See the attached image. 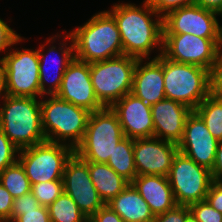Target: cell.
Listing matches in <instances>:
<instances>
[{
  "instance_id": "ee69618b",
  "label": "cell",
  "mask_w": 222,
  "mask_h": 222,
  "mask_svg": "<svg viewBox=\"0 0 222 222\" xmlns=\"http://www.w3.org/2000/svg\"><path fill=\"white\" fill-rule=\"evenodd\" d=\"M220 64L222 65V45L220 47Z\"/></svg>"
},
{
  "instance_id": "e575fe53",
  "label": "cell",
  "mask_w": 222,
  "mask_h": 222,
  "mask_svg": "<svg viewBox=\"0 0 222 222\" xmlns=\"http://www.w3.org/2000/svg\"><path fill=\"white\" fill-rule=\"evenodd\" d=\"M189 212V206L176 205L173 209L155 216L153 222H185Z\"/></svg>"
},
{
  "instance_id": "f35d334b",
  "label": "cell",
  "mask_w": 222,
  "mask_h": 222,
  "mask_svg": "<svg viewBox=\"0 0 222 222\" xmlns=\"http://www.w3.org/2000/svg\"><path fill=\"white\" fill-rule=\"evenodd\" d=\"M210 94L222 101V65L220 63L211 71Z\"/></svg>"
},
{
  "instance_id": "6da1fadb",
  "label": "cell",
  "mask_w": 222,
  "mask_h": 222,
  "mask_svg": "<svg viewBox=\"0 0 222 222\" xmlns=\"http://www.w3.org/2000/svg\"><path fill=\"white\" fill-rule=\"evenodd\" d=\"M108 12L116 20L124 55L150 59L154 48L162 54L163 17L146 0L141 7L132 3H115ZM154 16L156 19H152Z\"/></svg>"
},
{
  "instance_id": "8d00e7d4",
  "label": "cell",
  "mask_w": 222,
  "mask_h": 222,
  "mask_svg": "<svg viewBox=\"0 0 222 222\" xmlns=\"http://www.w3.org/2000/svg\"><path fill=\"white\" fill-rule=\"evenodd\" d=\"M214 209L222 213V182L213 181L205 199Z\"/></svg>"
},
{
  "instance_id": "60d3db41",
  "label": "cell",
  "mask_w": 222,
  "mask_h": 222,
  "mask_svg": "<svg viewBox=\"0 0 222 222\" xmlns=\"http://www.w3.org/2000/svg\"><path fill=\"white\" fill-rule=\"evenodd\" d=\"M194 4L214 11L222 16V0H194Z\"/></svg>"
},
{
  "instance_id": "f1b7e54d",
  "label": "cell",
  "mask_w": 222,
  "mask_h": 222,
  "mask_svg": "<svg viewBox=\"0 0 222 222\" xmlns=\"http://www.w3.org/2000/svg\"><path fill=\"white\" fill-rule=\"evenodd\" d=\"M19 149L0 129V173L18 161Z\"/></svg>"
},
{
  "instance_id": "ab89813d",
  "label": "cell",
  "mask_w": 222,
  "mask_h": 222,
  "mask_svg": "<svg viewBox=\"0 0 222 222\" xmlns=\"http://www.w3.org/2000/svg\"><path fill=\"white\" fill-rule=\"evenodd\" d=\"M212 178L214 181L222 182V140L219 141L215 161L211 170Z\"/></svg>"
},
{
  "instance_id": "ac0fdd59",
  "label": "cell",
  "mask_w": 222,
  "mask_h": 222,
  "mask_svg": "<svg viewBox=\"0 0 222 222\" xmlns=\"http://www.w3.org/2000/svg\"><path fill=\"white\" fill-rule=\"evenodd\" d=\"M192 112L188 106L171 99H163L151 106L154 137L178 145L181 141L185 121Z\"/></svg>"
},
{
  "instance_id": "52a82bcc",
  "label": "cell",
  "mask_w": 222,
  "mask_h": 222,
  "mask_svg": "<svg viewBox=\"0 0 222 222\" xmlns=\"http://www.w3.org/2000/svg\"><path fill=\"white\" fill-rule=\"evenodd\" d=\"M137 61L135 57L122 55L90 63L94 92L104 107H111L126 94L131 93Z\"/></svg>"
},
{
  "instance_id": "f546056e",
  "label": "cell",
  "mask_w": 222,
  "mask_h": 222,
  "mask_svg": "<svg viewBox=\"0 0 222 222\" xmlns=\"http://www.w3.org/2000/svg\"><path fill=\"white\" fill-rule=\"evenodd\" d=\"M189 208L199 222H222V213L214 209L206 200L193 203Z\"/></svg>"
},
{
  "instance_id": "8fae6325",
  "label": "cell",
  "mask_w": 222,
  "mask_h": 222,
  "mask_svg": "<svg viewBox=\"0 0 222 222\" xmlns=\"http://www.w3.org/2000/svg\"><path fill=\"white\" fill-rule=\"evenodd\" d=\"M222 38L193 34H163L162 54L178 63L197 65L212 71L220 63Z\"/></svg>"
},
{
  "instance_id": "5b68a950",
  "label": "cell",
  "mask_w": 222,
  "mask_h": 222,
  "mask_svg": "<svg viewBox=\"0 0 222 222\" xmlns=\"http://www.w3.org/2000/svg\"><path fill=\"white\" fill-rule=\"evenodd\" d=\"M165 98L195 110L210 95L211 71L197 65L178 63L162 54Z\"/></svg>"
},
{
  "instance_id": "3957f363",
  "label": "cell",
  "mask_w": 222,
  "mask_h": 222,
  "mask_svg": "<svg viewBox=\"0 0 222 222\" xmlns=\"http://www.w3.org/2000/svg\"><path fill=\"white\" fill-rule=\"evenodd\" d=\"M1 99L0 129L19 150L46 141L38 98L4 94Z\"/></svg>"
},
{
  "instance_id": "d6986e66",
  "label": "cell",
  "mask_w": 222,
  "mask_h": 222,
  "mask_svg": "<svg viewBox=\"0 0 222 222\" xmlns=\"http://www.w3.org/2000/svg\"><path fill=\"white\" fill-rule=\"evenodd\" d=\"M143 62L137 61L131 93L152 106L165 99L162 54Z\"/></svg>"
},
{
  "instance_id": "603a6c76",
  "label": "cell",
  "mask_w": 222,
  "mask_h": 222,
  "mask_svg": "<svg viewBox=\"0 0 222 222\" xmlns=\"http://www.w3.org/2000/svg\"><path fill=\"white\" fill-rule=\"evenodd\" d=\"M88 167L92 183L104 204L115 198L130 183L107 163L88 162Z\"/></svg>"
},
{
  "instance_id": "2e32d148",
  "label": "cell",
  "mask_w": 222,
  "mask_h": 222,
  "mask_svg": "<svg viewBox=\"0 0 222 222\" xmlns=\"http://www.w3.org/2000/svg\"><path fill=\"white\" fill-rule=\"evenodd\" d=\"M219 141L212 136L202 118L194 111L185 121L178 151L198 165L212 170Z\"/></svg>"
},
{
  "instance_id": "9c48e42d",
  "label": "cell",
  "mask_w": 222,
  "mask_h": 222,
  "mask_svg": "<svg viewBox=\"0 0 222 222\" xmlns=\"http://www.w3.org/2000/svg\"><path fill=\"white\" fill-rule=\"evenodd\" d=\"M0 58L3 69L4 94L14 97L41 98L38 51L22 49Z\"/></svg>"
},
{
  "instance_id": "1f68e13d",
  "label": "cell",
  "mask_w": 222,
  "mask_h": 222,
  "mask_svg": "<svg viewBox=\"0 0 222 222\" xmlns=\"http://www.w3.org/2000/svg\"><path fill=\"white\" fill-rule=\"evenodd\" d=\"M41 205L31 192L13 199L10 222H13L19 216V210H29L39 208Z\"/></svg>"
},
{
  "instance_id": "74e56055",
  "label": "cell",
  "mask_w": 222,
  "mask_h": 222,
  "mask_svg": "<svg viewBox=\"0 0 222 222\" xmlns=\"http://www.w3.org/2000/svg\"><path fill=\"white\" fill-rule=\"evenodd\" d=\"M88 222H125L118 213L114 212L107 204L92 215Z\"/></svg>"
},
{
  "instance_id": "44dd1931",
  "label": "cell",
  "mask_w": 222,
  "mask_h": 222,
  "mask_svg": "<svg viewBox=\"0 0 222 222\" xmlns=\"http://www.w3.org/2000/svg\"><path fill=\"white\" fill-rule=\"evenodd\" d=\"M148 203L154 216L173 209L174 199L168 177L161 175H140L131 182Z\"/></svg>"
},
{
  "instance_id": "d6a6232c",
  "label": "cell",
  "mask_w": 222,
  "mask_h": 222,
  "mask_svg": "<svg viewBox=\"0 0 222 222\" xmlns=\"http://www.w3.org/2000/svg\"><path fill=\"white\" fill-rule=\"evenodd\" d=\"M13 222H51L48 207L19 210V216Z\"/></svg>"
},
{
  "instance_id": "5bb4252c",
  "label": "cell",
  "mask_w": 222,
  "mask_h": 222,
  "mask_svg": "<svg viewBox=\"0 0 222 222\" xmlns=\"http://www.w3.org/2000/svg\"><path fill=\"white\" fill-rule=\"evenodd\" d=\"M133 153L137 176L168 177L178 145L157 137L133 139Z\"/></svg>"
},
{
  "instance_id": "4fadbf2b",
  "label": "cell",
  "mask_w": 222,
  "mask_h": 222,
  "mask_svg": "<svg viewBox=\"0 0 222 222\" xmlns=\"http://www.w3.org/2000/svg\"><path fill=\"white\" fill-rule=\"evenodd\" d=\"M63 189L88 219L105 205L90 178L88 162L76 153L66 163Z\"/></svg>"
},
{
  "instance_id": "ba28073f",
  "label": "cell",
  "mask_w": 222,
  "mask_h": 222,
  "mask_svg": "<svg viewBox=\"0 0 222 222\" xmlns=\"http://www.w3.org/2000/svg\"><path fill=\"white\" fill-rule=\"evenodd\" d=\"M75 153L68 144L44 141L19 150L18 162L31 185L40 182L63 180L66 163Z\"/></svg>"
},
{
  "instance_id": "277c9868",
  "label": "cell",
  "mask_w": 222,
  "mask_h": 222,
  "mask_svg": "<svg viewBox=\"0 0 222 222\" xmlns=\"http://www.w3.org/2000/svg\"><path fill=\"white\" fill-rule=\"evenodd\" d=\"M44 136L47 141L76 148L83 140L90 111L56 95L40 100ZM70 142V143H69Z\"/></svg>"
},
{
  "instance_id": "836d02e7",
  "label": "cell",
  "mask_w": 222,
  "mask_h": 222,
  "mask_svg": "<svg viewBox=\"0 0 222 222\" xmlns=\"http://www.w3.org/2000/svg\"><path fill=\"white\" fill-rule=\"evenodd\" d=\"M23 40L21 35L17 34L16 31L11 29L5 21L0 18V52L7 50L12 45H16Z\"/></svg>"
},
{
  "instance_id": "9a60e30c",
  "label": "cell",
  "mask_w": 222,
  "mask_h": 222,
  "mask_svg": "<svg viewBox=\"0 0 222 222\" xmlns=\"http://www.w3.org/2000/svg\"><path fill=\"white\" fill-rule=\"evenodd\" d=\"M56 96L90 112L104 108L94 92L90 77V63L76 58L67 66Z\"/></svg>"
},
{
  "instance_id": "4316f807",
  "label": "cell",
  "mask_w": 222,
  "mask_h": 222,
  "mask_svg": "<svg viewBox=\"0 0 222 222\" xmlns=\"http://www.w3.org/2000/svg\"><path fill=\"white\" fill-rule=\"evenodd\" d=\"M0 183L11 193L13 198L31 192L30 180L18 161L0 173Z\"/></svg>"
},
{
  "instance_id": "30bf717a",
  "label": "cell",
  "mask_w": 222,
  "mask_h": 222,
  "mask_svg": "<svg viewBox=\"0 0 222 222\" xmlns=\"http://www.w3.org/2000/svg\"><path fill=\"white\" fill-rule=\"evenodd\" d=\"M168 180L176 204L182 206L204 201L214 181L211 170L179 151L173 158Z\"/></svg>"
},
{
  "instance_id": "ffe728a7",
  "label": "cell",
  "mask_w": 222,
  "mask_h": 222,
  "mask_svg": "<svg viewBox=\"0 0 222 222\" xmlns=\"http://www.w3.org/2000/svg\"><path fill=\"white\" fill-rule=\"evenodd\" d=\"M63 40L67 41H71L70 45L67 47V43L64 44V42L59 45L60 47L58 48L60 52H57L58 50L56 49V46H51L50 48H48V51L46 52L47 55L48 54H52V53H61V57H59L56 64L57 65V68L54 69L55 70V76L52 80H50V78L52 77H49L50 75H48L50 72H51V68L48 67V63L47 61H55V59L53 57H51V60H48L47 59V55L43 53L44 51V46L45 44L43 45H40L39 48L37 49L38 51V56H39V75H40V90H41V98L43 99L44 96H48V95H56L57 92L59 91L60 89V86H61V83H62V78H63V75L66 71V68L67 66L69 65V63L75 58V55H74V44H73V40H72V37L70 34L67 33L66 36L63 37ZM50 59V58H49ZM47 63V64H46ZM51 63V62H50ZM49 63V64H50ZM51 65V64H50ZM47 67L50 69V72H49V69H47ZM49 72V73H48ZM49 82V87L46 88V83ZM46 94V95H44Z\"/></svg>"
},
{
  "instance_id": "4dcf8cb0",
  "label": "cell",
  "mask_w": 222,
  "mask_h": 222,
  "mask_svg": "<svg viewBox=\"0 0 222 222\" xmlns=\"http://www.w3.org/2000/svg\"><path fill=\"white\" fill-rule=\"evenodd\" d=\"M146 1L162 17L172 10L194 4V0H146Z\"/></svg>"
},
{
  "instance_id": "e0dca14e",
  "label": "cell",
  "mask_w": 222,
  "mask_h": 222,
  "mask_svg": "<svg viewBox=\"0 0 222 222\" xmlns=\"http://www.w3.org/2000/svg\"><path fill=\"white\" fill-rule=\"evenodd\" d=\"M111 109L116 113L122 132L131 139L154 137L151 106L132 93L115 102Z\"/></svg>"
},
{
  "instance_id": "d590c367",
  "label": "cell",
  "mask_w": 222,
  "mask_h": 222,
  "mask_svg": "<svg viewBox=\"0 0 222 222\" xmlns=\"http://www.w3.org/2000/svg\"><path fill=\"white\" fill-rule=\"evenodd\" d=\"M13 199L11 193L0 183V222H10Z\"/></svg>"
},
{
  "instance_id": "8992f818",
  "label": "cell",
  "mask_w": 222,
  "mask_h": 222,
  "mask_svg": "<svg viewBox=\"0 0 222 222\" xmlns=\"http://www.w3.org/2000/svg\"><path fill=\"white\" fill-rule=\"evenodd\" d=\"M124 137L116 113L104 107L90 113L84 138L75 153L87 162L107 163Z\"/></svg>"
},
{
  "instance_id": "cb8c5ba5",
  "label": "cell",
  "mask_w": 222,
  "mask_h": 222,
  "mask_svg": "<svg viewBox=\"0 0 222 222\" xmlns=\"http://www.w3.org/2000/svg\"><path fill=\"white\" fill-rule=\"evenodd\" d=\"M107 164L130 183L137 176L134 163L133 139L124 137L115 147Z\"/></svg>"
},
{
  "instance_id": "83f0119b",
  "label": "cell",
  "mask_w": 222,
  "mask_h": 222,
  "mask_svg": "<svg viewBox=\"0 0 222 222\" xmlns=\"http://www.w3.org/2000/svg\"><path fill=\"white\" fill-rule=\"evenodd\" d=\"M64 191L63 180H54L33 184L31 193L38 200L39 204L48 207Z\"/></svg>"
},
{
  "instance_id": "b9f144b4",
  "label": "cell",
  "mask_w": 222,
  "mask_h": 222,
  "mask_svg": "<svg viewBox=\"0 0 222 222\" xmlns=\"http://www.w3.org/2000/svg\"><path fill=\"white\" fill-rule=\"evenodd\" d=\"M3 96H4L3 69H2V62L0 61V98Z\"/></svg>"
},
{
  "instance_id": "7402d4cb",
  "label": "cell",
  "mask_w": 222,
  "mask_h": 222,
  "mask_svg": "<svg viewBox=\"0 0 222 222\" xmlns=\"http://www.w3.org/2000/svg\"><path fill=\"white\" fill-rule=\"evenodd\" d=\"M107 205L125 222H153L155 218L148 203L132 183Z\"/></svg>"
},
{
  "instance_id": "d4e9b609",
  "label": "cell",
  "mask_w": 222,
  "mask_h": 222,
  "mask_svg": "<svg viewBox=\"0 0 222 222\" xmlns=\"http://www.w3.org/2000/svg\"><path fill=\"white\" fill-rule=\"evenodd\" d=\"M51 222H88L86 215L64 191L48 206Z\"/></svg>"
},
{
  "instance_id": "7bdbcfd3",
  "label": "cell",
  "mask_w": 222,
  "mask_h": 222,
  "mask_svg": "<svg viewBox=\"0 0 222 222\" xmlns=\"http://www.w3.org/2000/svg\"><path fill=\"white\" fill-rule=\"evenodd\" d=\"M185 222H199V221L196 219V217L190 211L185 217Z\"/></svg>"
},
{
  "instance_id": "7a4b0ae2",
  "label": "cell",
  "mask_w": 222,
  "mask_h": 222,
  "mask_svg": "<svg viewBox=\"0 0 222 222\" xmlns=\"http://www.w3.org/2000/svg\"><path fill=\"white\" fill-rule=\"evenodd\" d=\"M69 34L75 58L81 61L93 63L124 55L116 20L107 10L96 13Z\"/></svg>"
},
{
  "instance_id": "484cf974",
  "label": "cell",
  "mask_w": 222,
  "mask_h": 222,
  "mask_svg": "<svg viewBox=\"0 0 222 222\" xmlns=\"http://www.w3.org/2000/svg\"><path fill=\"white\" fill-rule=\"evenodd\" d=\"M204 121L207 129L218 141L222 140V101L211 94L194 110Z\"/></svg>"
},
{
  "instance_id": "7c38bea8",
  "label": "cell",
  "mask_w": 222,
  "mask_h": 222,
  "mask_svg": "<svg viewBox=\"0 0 222 222\" xmlns=\"http://www.w3.org/2000/svg\"><path fill=\"white\" fill-rule=\"evenodd\" d=\"M218 13L192 4L163 16V34H193L203 38H222Z\"/></svg>"
}]
</instances>
